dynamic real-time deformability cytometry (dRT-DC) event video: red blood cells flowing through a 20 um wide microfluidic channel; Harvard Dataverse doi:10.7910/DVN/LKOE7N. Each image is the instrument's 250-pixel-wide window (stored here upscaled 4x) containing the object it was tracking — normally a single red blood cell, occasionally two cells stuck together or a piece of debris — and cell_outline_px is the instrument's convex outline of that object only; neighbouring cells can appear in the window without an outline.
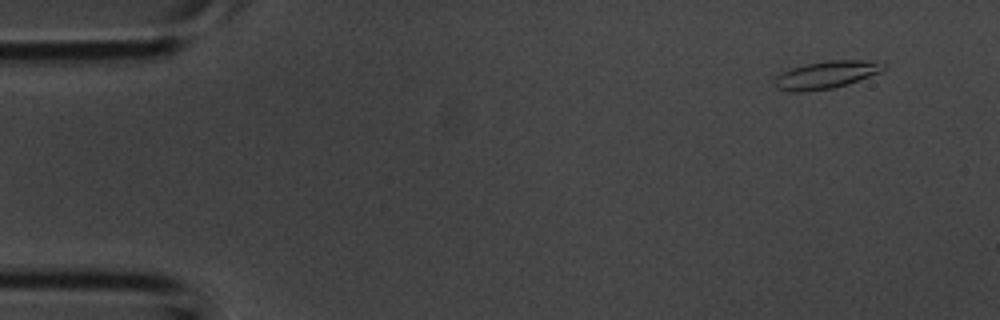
{"species": "common noctule bat (a hibernating species)", "species_latin": "Nyctalus noctula", "temperature_condition": "room temperature", "stored_images_in_passage": 4, "camera_frame_rate_fps": 3000, "um_per_image_px": 0.085, "animal": {"sex": "male", "body_mass_g": 20.1, "forearm_length_mm": 53.5}, "frame": {"image": 1, "passage_image": 1, "time_ms": 0.0, "image_size_px": [1000, 320], "cell_outline_px": [[888, 68], [880, 72], [832, 88], [800, 92], [788, 92], [776, 88], [772, 84], [772, 80], [776, 76], [792, 68], [804, 64], [828, 60], [860, 60], [884, 64]], "centroid_in_image_um": [70.13, 6.36], "position_along_channel_um": 14.9, "area_um2": 17.28}}
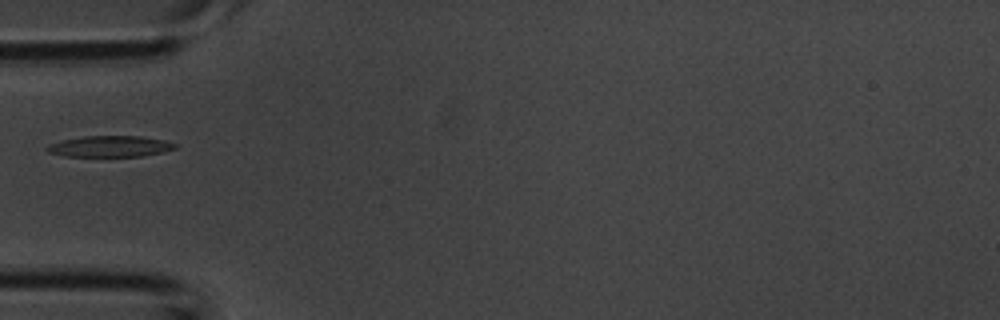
{"frame": {"image": 2, "passage_image": 4, "time_ms": 1.0, "image_size_px": [1000, 320], "cell_outline_px": [[176, 148], [164, 152], [144, 156], [64, 156], [48, 152], [44, 148], [48, 144], [60, 140], [84, 136], [140, 136], [164, 140], [176, 144]], "centroid_in_image_um": [9.32, 12.44], "position_along_channel_um": 75.7, "area_um2": 15.84}}